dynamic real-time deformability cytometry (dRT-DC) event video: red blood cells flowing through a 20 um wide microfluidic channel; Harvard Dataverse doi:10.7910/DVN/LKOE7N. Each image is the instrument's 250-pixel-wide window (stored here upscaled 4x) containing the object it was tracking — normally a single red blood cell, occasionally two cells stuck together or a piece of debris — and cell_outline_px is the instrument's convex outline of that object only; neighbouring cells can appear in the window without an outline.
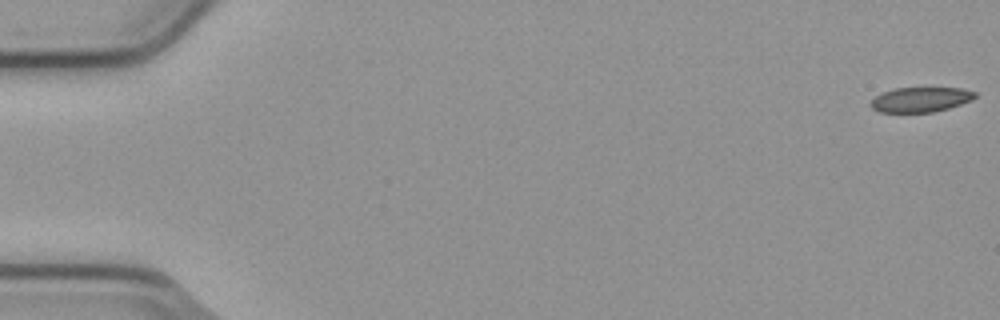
{"species": "common noctule bat (a hibernating species)", "species_latin": "Nyctalus noctula", "temperature_condition": "cold", "stored_images_in_passage": 5, "camera_frame_rate_fps": 3000, "um_per_image_px": 0.085, "animal": {"sex": "male", "body_mass_g": 23.1, "forearm_length_mm": 52.7}, "frame": {"image": 1, "passage_image": 1, "time_ms": 0.0, "image_size_px": [1000, 320], "cell_outline_px": [[976, 96], [972, 100], [948, 108], [932, 112], [880, 112], [872, 108], [868, 104], [876, 96], [884, 92], [896, 88], [960, 88], [976, 92]], "centroid_in_image_um": [78.24, 8.46], "position_along_channel_um": 6.8, "area_um2": 14.97}}
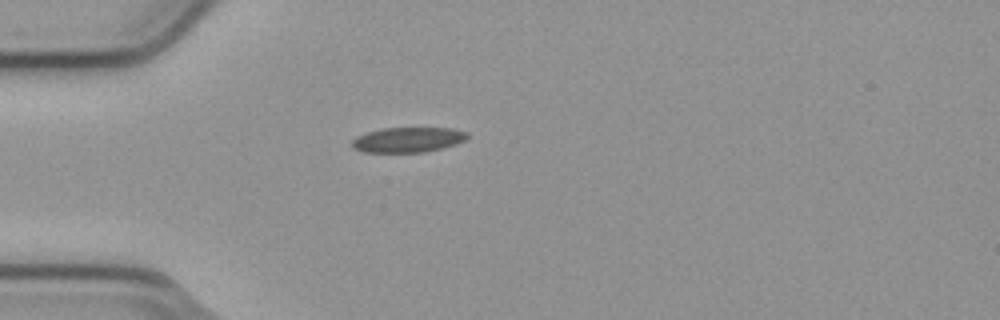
{"frame": {"image": 2, "passage_image": 5, "time_ms": 1.333, "image_size_px": [1000, 320], "cell_outline_px": [[468, 136], [464, 140], [456, 144], [424, 152], [364, 152], [352, 148], [352, 140], [356, 136], [380, 128], [452, 128], [468, 132]], "centroid_in_image_um": [34.65, 11.87], "position_along_channel_um": 50.3, "area_um2": 16.82}}